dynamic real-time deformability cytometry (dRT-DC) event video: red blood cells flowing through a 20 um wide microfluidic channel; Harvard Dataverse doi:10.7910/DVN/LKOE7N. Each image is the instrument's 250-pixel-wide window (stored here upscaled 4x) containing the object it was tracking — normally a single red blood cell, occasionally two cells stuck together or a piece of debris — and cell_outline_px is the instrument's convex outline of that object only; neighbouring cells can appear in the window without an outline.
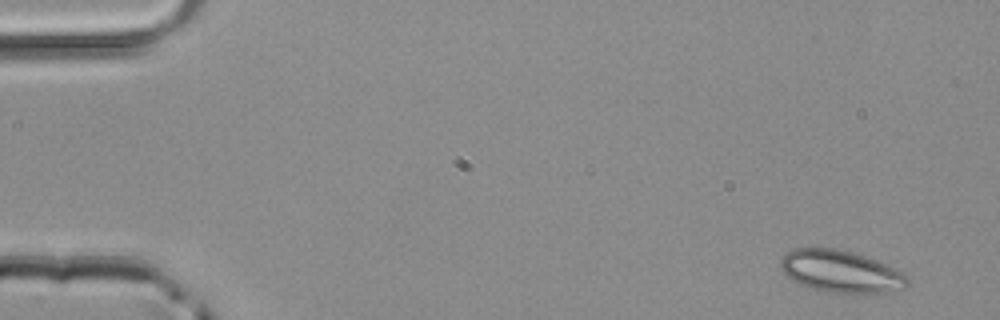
{"species": "common noctule bat (a hibernating species)", "species_latin": "Nyctalus noctula", "temperature_condition": "room temperature", "stored_images_in_passage": 47, "camera_frame_rate_fps": 3000, "um_per_image_px": 0.085, "animal": {"sex": "male", "body_mass_g": 20.4}, "frame": {"image": 1, "passage_image": 2, "time_ms": 0.333, "image_size_px": [1000, 320], "cell_outline_px": [[908, 284], [904, 288], [884, 292], [832, 292], [812, 288], [800, 284], [784, 276], [780, 268], [780, 260], [788, 252], [796, 248], [836, 248], [852, 252], [888, 264], [904, 272], [908, 276]], "centroid_in_image_um": [71.46, 23.06], "position_along_channel_um": 13.5, "area_um2": 30.98}}
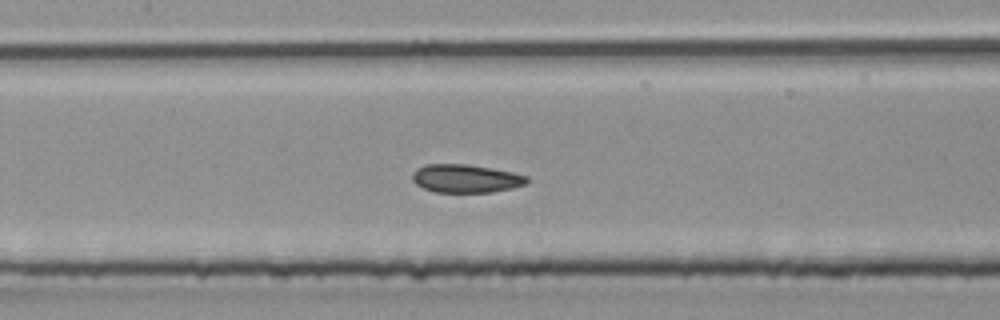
{"frame": {"image": 2, "passage_image": 22, "time_ms": 7.0, "image_size_px": [1000, 320], "cell_outline_px": [[528, 180], [524, 184], [512, 188], [492, 192], [436, 192], [424, 188], [416, 184], [412, 180], [412, 172], [416, 168], [424, 164], [468, 164], [492, 168], [512, 172], [528, 176]], "centroid_in_image_um": [39.56, 15.16], "position_along_channel_um": 167.8, "area_um2": 18.9}}
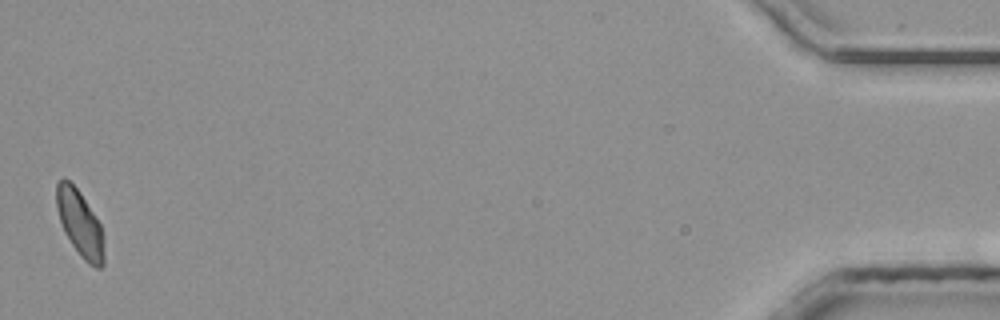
{"frame": {"image": 3, "passage_image": 47, "time_ms": 15.333, "image_size_px": [1000, 320], "cell_outline_px": [[104, 264], [100, 268], [96, 268], [88, 264], [80, 256], [64, 232], [56, 208], [56, 184], [64, 176], [80, 192], [96, 216], [100, 224], [104, 236]], "centroid_in_image_um": [6.8, 19.01], "position_along_channel_um": 428.4, "area_um2": 18.5}}